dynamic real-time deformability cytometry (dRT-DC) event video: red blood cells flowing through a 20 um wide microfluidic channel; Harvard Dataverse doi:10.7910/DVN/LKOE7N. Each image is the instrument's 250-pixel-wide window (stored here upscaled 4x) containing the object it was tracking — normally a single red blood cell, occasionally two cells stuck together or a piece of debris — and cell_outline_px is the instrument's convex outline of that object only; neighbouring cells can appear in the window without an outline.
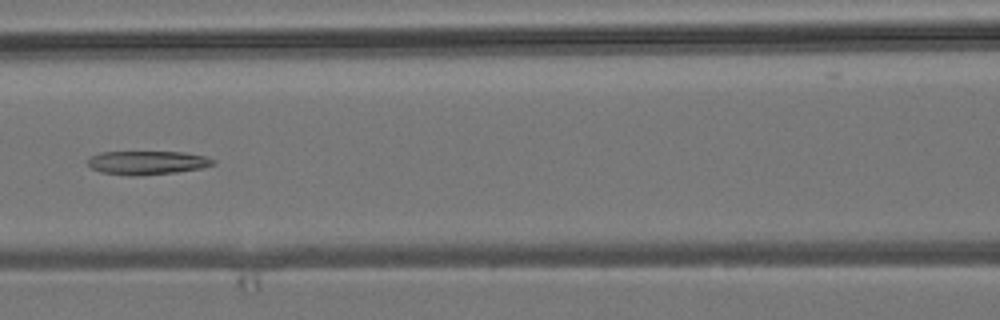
{"species": "common noctule bat (a hibernating species)", "species_latin": "Nyctalus noctula", "temperature_condition": "room temperature", "stored_images_in_passage": 5, "camera_frame_rate_fps": 3000, "um_per_image_px": 0.085, "animal": {"sex": "male", "body_mass_g": 19.2, "forearm_length_mm": 51.8}, "frame": {"image": 1, "passage_image": 5, "time_ms": 4.667, "image_size_px": [1000, 320], "cell_outline_px": [[216, 164], [204, 168], [176, 172], [136, 176], [128, 176], [100, 172], [92, 168], [88, 164], [88, 160], [92, 156], [100, 152], [184, 152], [204, 156], [216, 160]], "centroid_in_image_um": [12.55, 13.83], "position_along_channel_um": 154.1, "area_um2": 17.4}}